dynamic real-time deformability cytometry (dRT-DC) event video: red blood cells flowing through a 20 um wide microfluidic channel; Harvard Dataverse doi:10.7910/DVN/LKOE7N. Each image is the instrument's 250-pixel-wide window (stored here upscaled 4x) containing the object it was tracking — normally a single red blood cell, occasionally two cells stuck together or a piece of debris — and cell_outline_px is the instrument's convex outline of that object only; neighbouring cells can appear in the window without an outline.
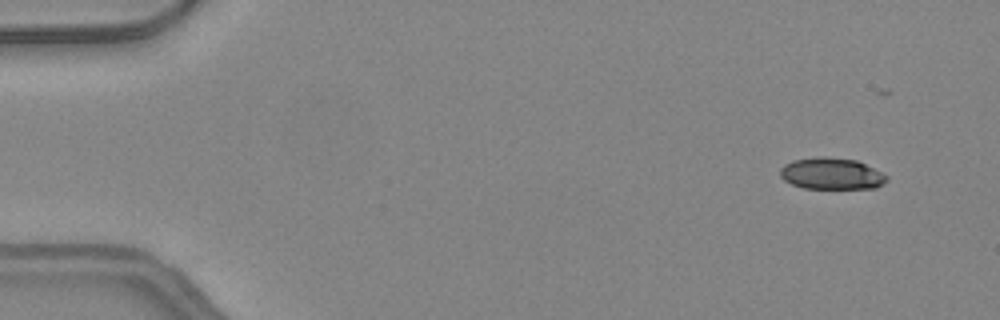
{"species": "common noctule bat (a hibernating species)", "species_latin": "Nyctalus noctula", "temperature_condition": "warm", "stored_images_in_passage": 34, "camera_frame_rate_fps": 3000, "um_per_image_px": 0.085, "animal": {"sex": "female", "body_mass_g": 24.6, "forearm_length_mm": 56.2}, "frame": {"image": 1, "passage_image": 3, "time_ms": 0.667, "image_size_px": [1000, 320], "cell_outline_px": [[888, 180], [876, 188], [804, 188], [792, 184], [784, 180], [780, 176], [780, 168], [784, 164], [792, 160], [820, 156], [824, 156], [856, 160], [888, 176]], "centroid_in_image_um": [70.65, 14.75], "position_along_channel_um": 14.4, "area_um2": 19.54}}
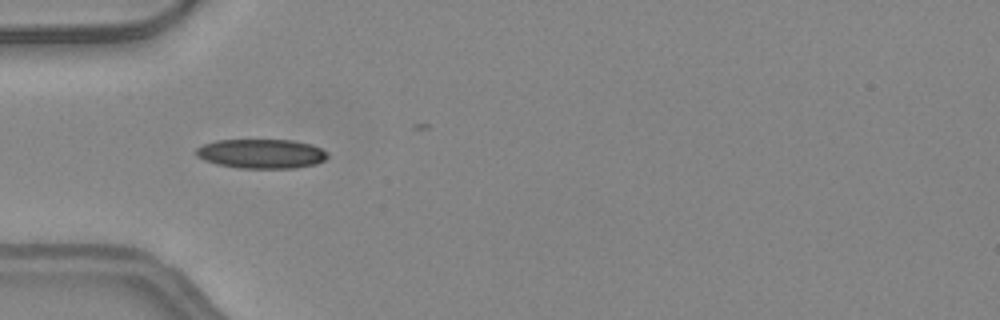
{"frame": {"image": 2, "passage_image": 15, "time_ms": 4.667, "image_size_px": [1000, 320], "cell_outline_px": [[328, 156], [324, 160], [316, 164], [296, 168], [240, 168], [216, 164], [204, 160], [196, 156], [196, 148], [204, 144], [216, 140], [292, 140], [312, 144], [328, 152]], "centroid_in_image_um": [22.22, 13.06], "position_along_channel_um": 62.8, "area_um2": 22.6}}
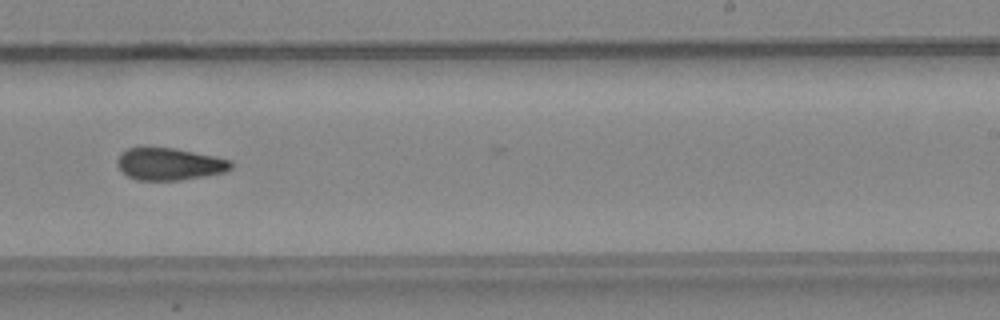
{"frame": {"image": 3, "passage_image": 30, "time_ms": 9.667, "image_size_px": [1000, 320], "cell_outline_px": [[232, 168], [224, 172], [204, 176], [180, 180], [136, 180], [120, 172], [116, 164], [116, 160], [120, 152], [128, 148], [172, 148], [216, 156], [232, 160]], "centroid_in_image_um": [14.37, 13.95], "position_along_channel_um": 274.6, "area_um2": 21.44}}